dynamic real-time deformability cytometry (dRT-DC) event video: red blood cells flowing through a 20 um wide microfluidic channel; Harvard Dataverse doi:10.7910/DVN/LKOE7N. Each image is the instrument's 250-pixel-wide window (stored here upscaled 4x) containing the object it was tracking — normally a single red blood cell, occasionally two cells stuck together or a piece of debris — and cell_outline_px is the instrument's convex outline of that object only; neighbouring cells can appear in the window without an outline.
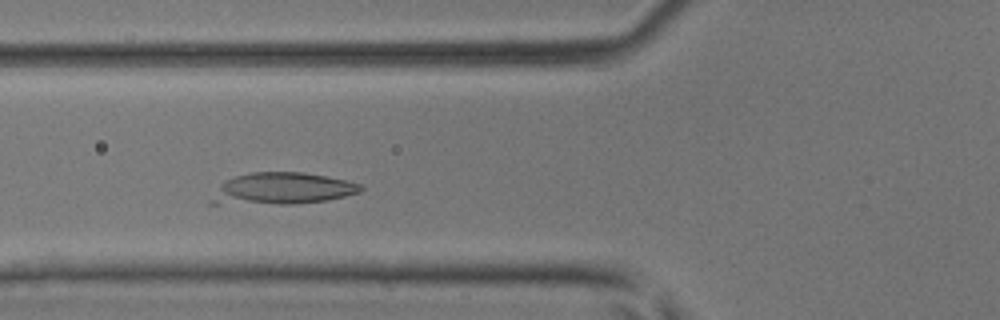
{"species": "common noctule bat (a hibernating species)", "species_latin": "Nyctalus noctula", "temperature_condition": "room temperature", "stored_images_in_passage": 44, "camera_frame_rate_fps": 3000, "um_per_image_px": 0.085, "animal": {"sex": "male", "body_mass_g": 17.9, "forearm_length_mm": 54.2}, "frame": {"image": 1, "passage_image": 14, "time_ms": 4.333, "image_size_px": [1000, 320], "cell_outline_px": [[364, 188], [360, 192], [344, 196], [324, 200], [292, 204], [208, 204], [208, 200], [220, 184], [236, 176], [252, 172], [300, 172], [324, 176], [344, 180], [360, 184]], "centroid_in_image_um": [23.9, 16.05], "position_along_channel_um": 101.9, "area_um2": 27.51}}
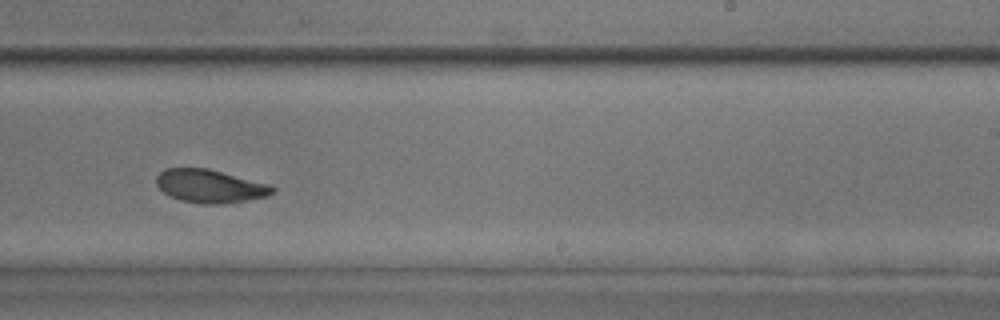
{"frame": {"image": 2, "passage_image": 26, "time_ms": 8.333, "image_size_px": [1000, 320], "cell_outline_px": [[276, 188], [268, 196], [248, 200], [224, 204], [200, 204], [180, 200], [164, 192], [156, 184], [156, 176], [164, 168], [208, 168], [272, 184]], "centroid_in_image_um": [17.88, 15.82], "position_along_channel_um": 271.1, "area_um2": 22.72}}
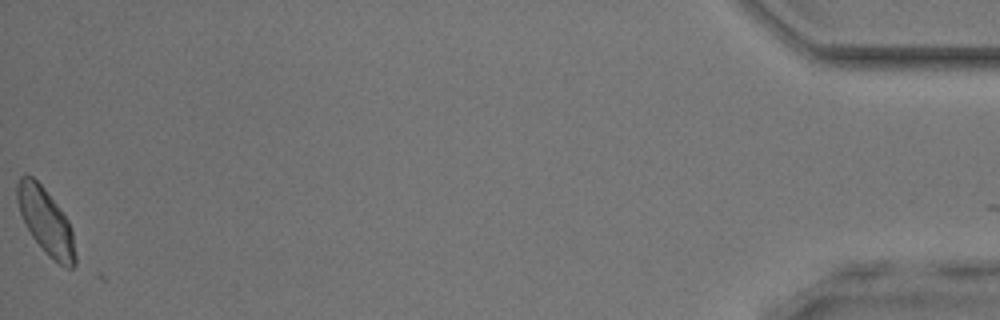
{"frame": {"image": 3, "passage_image": 44, "time_ms": 14.333, "image_size_px": [1000, 320], "cell_outline_px": [[76, 264], [72, 268], [64, 268], [48, 256], [32, 236], [20, 212], [16, 200], [16, 184], [20, 176], [24, 172], [32, 176], [44, 188], [60, 208], [68, 220], [72, 232], [76, 256]], "centroid_in_image_um": [3.89, 18.8], "position_along_channel_um": 431.3, "area_um2": 22.37}}